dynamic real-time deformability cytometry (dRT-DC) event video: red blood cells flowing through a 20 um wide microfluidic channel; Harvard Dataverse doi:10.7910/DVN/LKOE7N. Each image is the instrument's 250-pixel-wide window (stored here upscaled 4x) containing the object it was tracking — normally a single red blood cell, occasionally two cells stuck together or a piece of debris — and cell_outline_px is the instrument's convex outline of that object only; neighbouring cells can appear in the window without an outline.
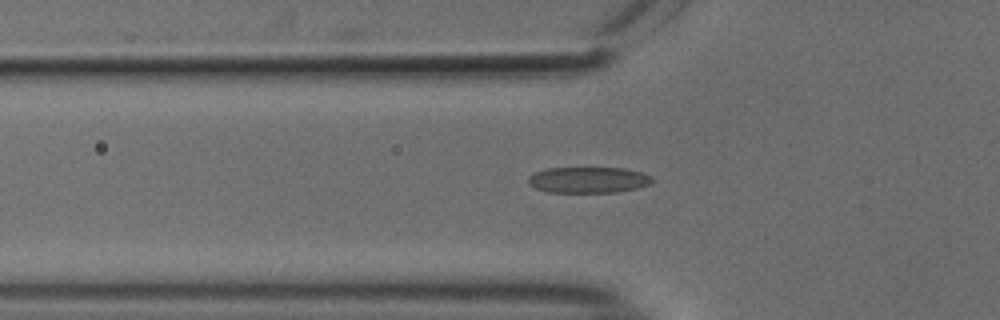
{"species": "common noctule bat (a hibernating species)", "species_latin": "Nyctalus noctula", "temperature_condition": "cold", "stored_images_in_passage": 46, "camera_frame_rate_fps": 3000, "um_per_image_px": 0.085, "animal": {"sex": "male", "body_mass_g": 18.8}, "frame": {"image": 1, "passage_image": 14, "time_ms": 4.333, "image_size_px": [1000, 320], "cell_outline_px": [[656, 180], [652, 184], [640, 188], [616, 192], [548, 192], [536, 188], [528, 184], [528, 176], [532, 172], [544, 168], [624, 168], [640, 172], [652, 176]], "centroid_in_image_um": [50.03, 15.29], "position_along_channel_um": 75.8, "area_um2": 19.13}}
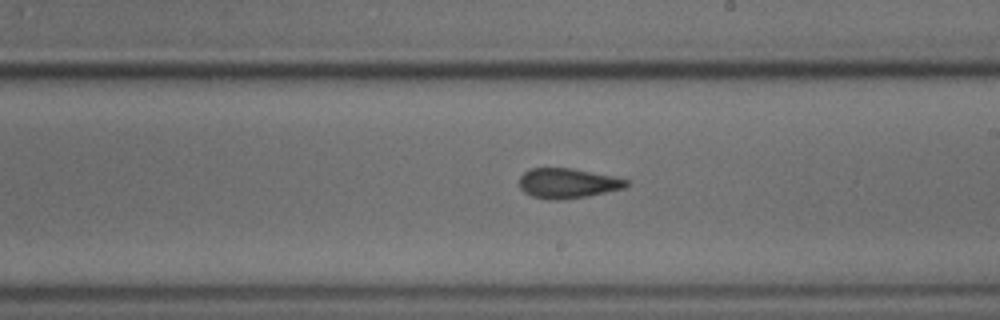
{"frame": {"image": 2, "passage_image": 27, "time_ms": 8.667, "image_size_px": [1000, 320], "cell_outline_px": [[632, 184], [624, 188], [588, 196], [560, 200], [556, 200], [532, 196], [524, 192], [520, 188], [520, 176], [528, 168], [572, 168], [632, 180]], "centroid_in_image_um": [48.29, 15.57], "position_along_channel_um": 240.7, "area_um2": 18.79}}
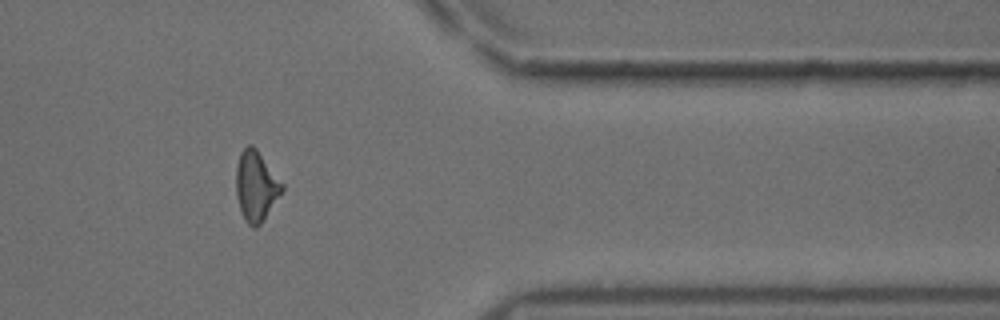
{"frame": {"image": 3, "passage_image": 40, "time_ms": 13.0, "image_size_px": [1000, 320], "cell_outline_px": [[284, 188], [264, 220], [256, 228], [252, 228], [248, 224], [240, 208], [236, 196], [236, 168], [240, 152], [248, 144], [252, 144], [256, 148], [284, 184]], "centroid_in_image_um": [21.76, 15.8], "position_along_channel_um": 389.6, "area_um2": 18.73}}